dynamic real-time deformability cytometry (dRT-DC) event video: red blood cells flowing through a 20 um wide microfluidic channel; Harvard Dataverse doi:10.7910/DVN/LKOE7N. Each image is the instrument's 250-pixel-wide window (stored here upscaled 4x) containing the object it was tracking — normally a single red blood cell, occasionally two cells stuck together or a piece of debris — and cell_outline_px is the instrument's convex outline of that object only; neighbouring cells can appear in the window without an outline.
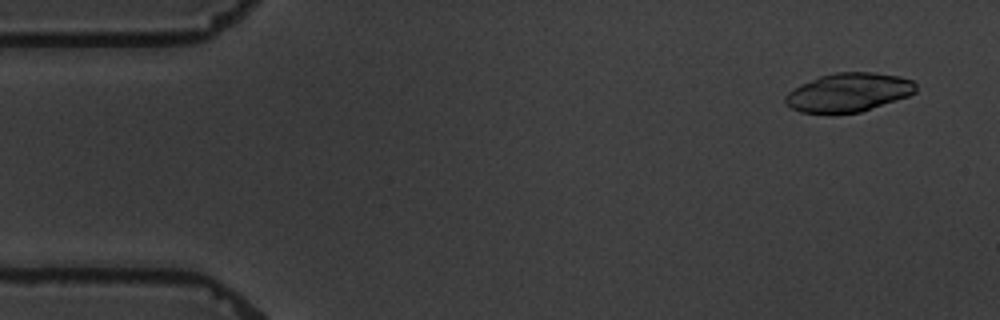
{"species": "common noctule bat (a hibernating species)", "species_latin": "Nyctalus noctula", "temperature_condition": "warm", "stored_images_in_passage": 4, "camera_frame_rate_fps": 3000, "um_per_image_px": 0.085, "animal": {"sex": "male", "body_mass_g": 19.5, "forearm_length_mm": 54.6}, "frame": {"image": 1, "passage_image": 1, "time_ms": 0.0, "image_size_px": [1000, 320], "cell_outline_px": [[916, 92], [908, 96], [860, 112], [832, 116], [800, 112], [784, 104], [784, 96], [788, 92], [800, 84], [820, 76], [836, 72], [872, 72], [900, 76], [912, 80], [916, 84]], "centroid_in_image_um": [72.08, 7.89], "position_along_channel_um": 12.9, "area_um2": 30.11}}